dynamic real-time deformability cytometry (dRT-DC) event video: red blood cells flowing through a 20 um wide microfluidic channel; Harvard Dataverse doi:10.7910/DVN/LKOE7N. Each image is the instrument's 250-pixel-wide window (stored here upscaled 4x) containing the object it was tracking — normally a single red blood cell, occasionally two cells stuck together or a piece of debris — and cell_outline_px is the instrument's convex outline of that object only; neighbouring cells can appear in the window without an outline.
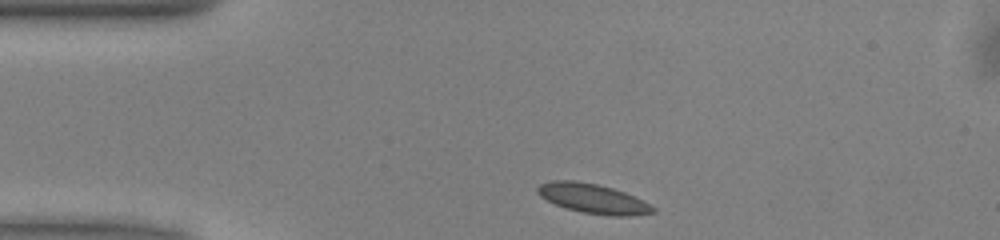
{"species": "common noctule bat (a hibernating species)", "species_latin": "Nyctalus noctula", "temperature_condition": "warm", "stored_images_in_passage": 41, "camera_frame_rate_fps": 3000, "um_per_image_px": 0.085, "animal": {"sex": "male", "body_mass_g": 13.0, "forearm_length_mm": 53.1}, "frame": {"image": 1, "passage_image": 1, "time_ms": 0.0, "image_size_px": [1000, 240], "cell_outline_px": [[656, 212], [628, 216], [612, 216], [580, 212], [556, 204], [540, 196], [536, 192], [536, 188], [540, 184], [552, 180], [576, 180], [596, 184], [612, 188], [624, 192], [656, 208]], "centroid_in_image_um": [50.37, 16.87], "position_along_channel_um": 34.6, "area_um2": 19.65}}
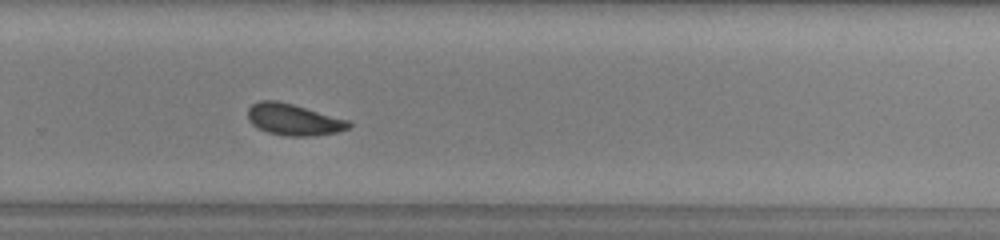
{"frame": {"image": 2, "passage_image": 24, "time_ms": 7.667, "image_size_px": [1000, 240], "cell_outline_px": [[352, 124], [348, 128], [336, 132], [312, 136], [284, 136], [268, 132], [252, 124], [248, 120], [248, 108], [252, 104], [260, 100], [276, 100], [292, 104], [348, 120]], "centroid_in_image_um": [24.93, 10.16], "position_along_channel_um": 304.9, "area_um2": 18.32}}
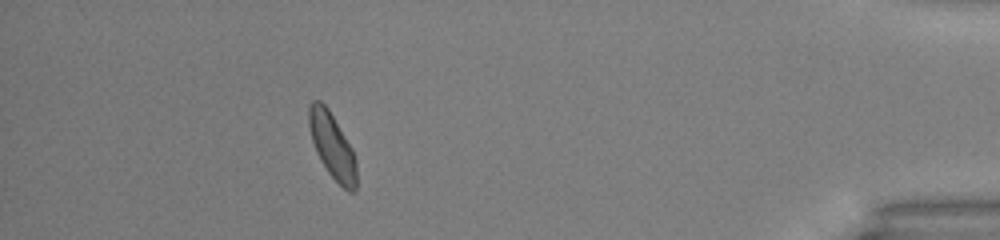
{"frame": {"image": 3, "passage_image": 36, "time_ms": 11.667, "image_size_px": [1000, 240], "cell_outline_px": [[356, 192], [348, 192], [328, 172], [320, 160], [316, 152], [312, 140], [308, 124], [308, 104], [312, 100], [320, 100], [328, 108], [352, 148], [356, 156]], "centroid_in_image_um": [28.23, 12.38], "position_along_channel_um": 407.0, "area_um2": 18.21}, "authors_computed_cell_mechanics": {"area_um2": 18.3804, "velocity_mm_per_s": 4.0165, "shape_relaxation_time_tau1_ms": 3.4959, "shape_relaxation_time_tau2_ms": 2.8709, "deformation_change_tau1": 0.0779, "deformation_change_tau2": 0.0577}}